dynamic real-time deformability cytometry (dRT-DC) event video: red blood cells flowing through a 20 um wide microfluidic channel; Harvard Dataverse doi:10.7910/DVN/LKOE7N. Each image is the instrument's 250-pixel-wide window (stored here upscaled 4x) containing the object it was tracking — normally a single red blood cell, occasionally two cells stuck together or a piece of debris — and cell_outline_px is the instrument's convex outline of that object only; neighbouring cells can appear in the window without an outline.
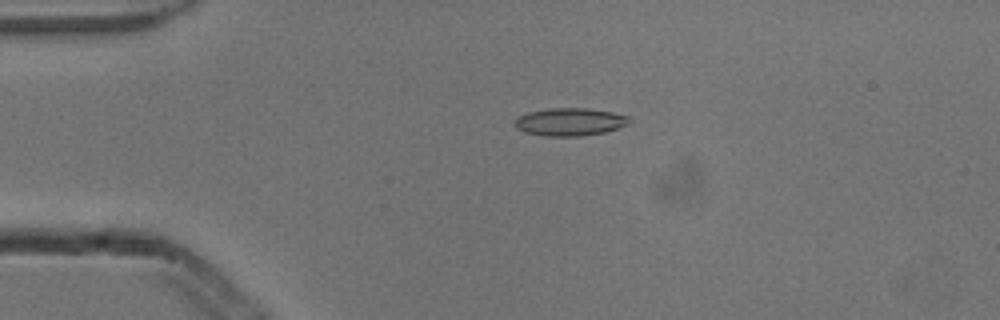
{"species": "common noctule bat (a hibernating species)", "species_latin": "Nyctalus noctula", "temperature_condition": "cold", "stored_images_in_passage": 5, "camera_frame_rate_fps": 3000, "um_per_image_px": 0.085, "animal": {"sex": "male", "body_mass_g": 13.3}, "frame": {"image": 1, "passage_image": 4, "time_ms": 1.0, "image_size_px": [1000, 320], "cell_outline_px": [[628, 124], [620, 128], [604, 132], [580, 136], [544, 136], [524, 132], [516, 128], [516, 116], [528, 112], [548, 108], [588, 108], [612, 112], [628, 116]], "centroid_in_image_um": [48.42, 10.35], "position_along_channel_um": 36.6, "area_um2": 18.55}}